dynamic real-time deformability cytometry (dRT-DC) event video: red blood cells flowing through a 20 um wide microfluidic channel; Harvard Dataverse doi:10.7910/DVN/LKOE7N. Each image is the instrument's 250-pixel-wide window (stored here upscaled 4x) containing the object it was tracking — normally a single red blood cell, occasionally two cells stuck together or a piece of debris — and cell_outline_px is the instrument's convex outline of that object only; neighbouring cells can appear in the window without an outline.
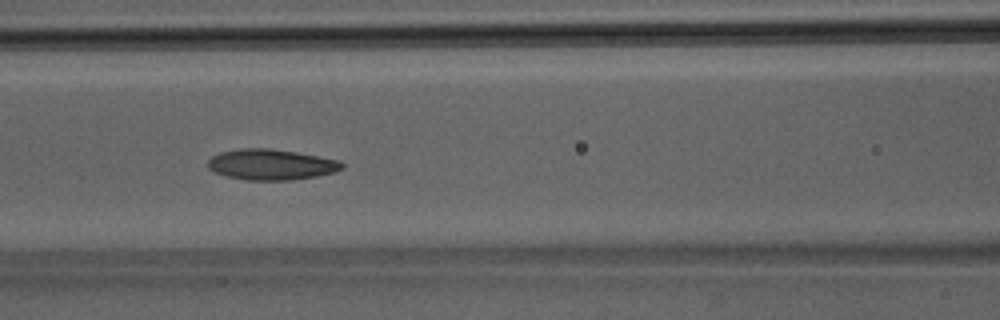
{"species": "Egyptian fruit bat (a non-hibernating species)", "species_latin": "Rousettus aegyptiacus", "temperature_condition": "room temperature", "stored_images_in_passage": 40, "camera_frame_rate_fps": 3000, "um_per_image_px": 0.085, "animal": {"sex": "male"}, "frame": {"image": 1, "passage_image": 17, "time_ms": 5.333, "image_size_px": [1000, 320], "cell_outline_px": [[344, 168], [336, 172], [316, 176], [292, 180], [248, 180], [228, 176], [216, 172], [208, 168], [208, 160], [212, 156], [220, 152], [240, 148], [272, 148], [296, 152], [340, 160], [344, 164]], "centroid_in_image_um": [23.08, 13.98], "position_along_channel_um": 143.5, "area_um2": 24.04}}
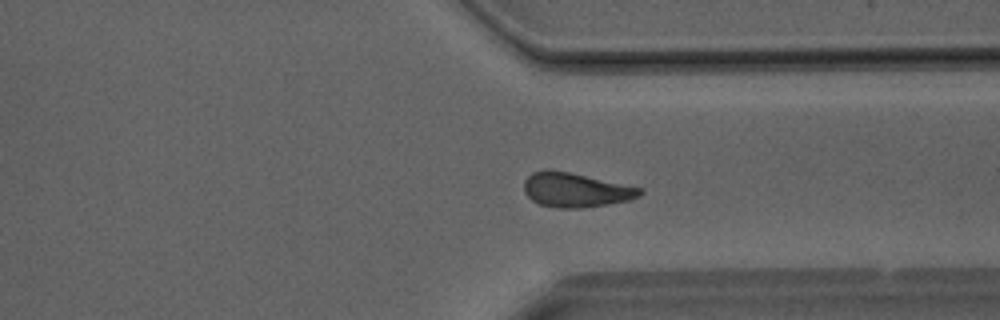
{"frame": {"image": 2, "passage_image": 30, "time_ms": 9.667, "image_size_px": [1000, 320], "cell_outline_px": [[644, 192], [640, 196], [628, 200], [608, 204], [584, 208], [556, 208], [540, 204], [532, 200], [524, 192], [524, 180], [532, 172], [544, 168], [548, 168], [568, 172], [644, 188]], "centroid_in_image_um": [48.92, 16.14], "position_along_channel_um": 362.5, "area_um2": 23.41}}
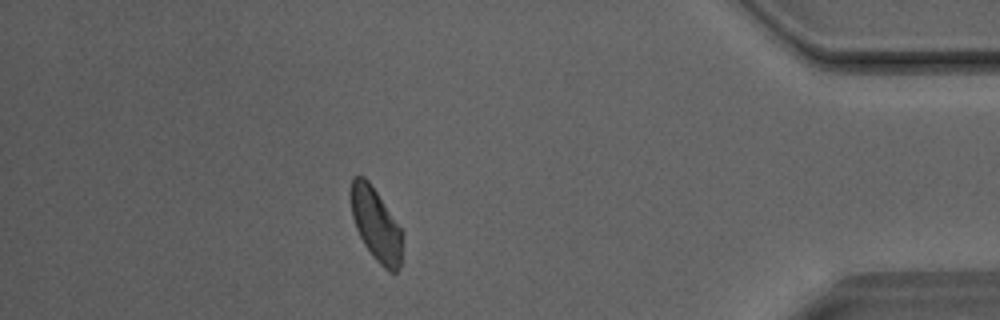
{"frame": {"image": 3, "passage_image": 35, "time_ms": 11.333, "image_size_px": [1000, 320], "cell_outline_px": [[404, 232], [400, 268], [396, 272], [388, 272], [372, 256], [364, 244], [356, 228], [352, 216], [348, 192], [352, 176], [364, 176], [368, 180]], "centroid_in_image_um": [31.95, 19.07], "position_along_channel_um": 403.3, "area_um2": 22.37}}